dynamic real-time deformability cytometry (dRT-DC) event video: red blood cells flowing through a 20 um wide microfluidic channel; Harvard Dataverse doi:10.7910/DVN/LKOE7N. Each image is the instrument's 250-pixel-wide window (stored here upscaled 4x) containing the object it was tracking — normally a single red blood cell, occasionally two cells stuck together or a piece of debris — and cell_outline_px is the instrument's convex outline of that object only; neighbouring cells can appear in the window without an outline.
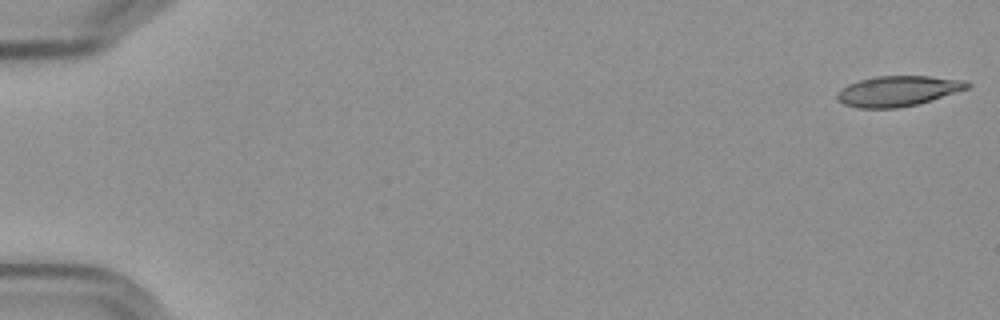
{"species": "Egyptian fruit bat (a non-hibernating species)", "species_latin": "Rousettus aegyptiacus", "temperature_condition": "cold", "stored_images_in_passage": 14, "camera_frame_rate_fps": 3000, "um_per_image_px": 0.085, "frame": {"image": 1, "passage_image": 1, "time_ms": 0.0, "image_size_px": [1000, 320], "cell_outline_px": [[972, 84], [968, 88], [932, 100], [916, 104], [896, 108], [860, 108], [844, 104], [836, 100], [836, 96], [848, 84], [860, 80], [876, 76], [928, 76], [964, 80]], "centroid_in_image_um": [76.33, 7.73], "position_along_channel_um": 8.7, "area_um2": 22.77}}